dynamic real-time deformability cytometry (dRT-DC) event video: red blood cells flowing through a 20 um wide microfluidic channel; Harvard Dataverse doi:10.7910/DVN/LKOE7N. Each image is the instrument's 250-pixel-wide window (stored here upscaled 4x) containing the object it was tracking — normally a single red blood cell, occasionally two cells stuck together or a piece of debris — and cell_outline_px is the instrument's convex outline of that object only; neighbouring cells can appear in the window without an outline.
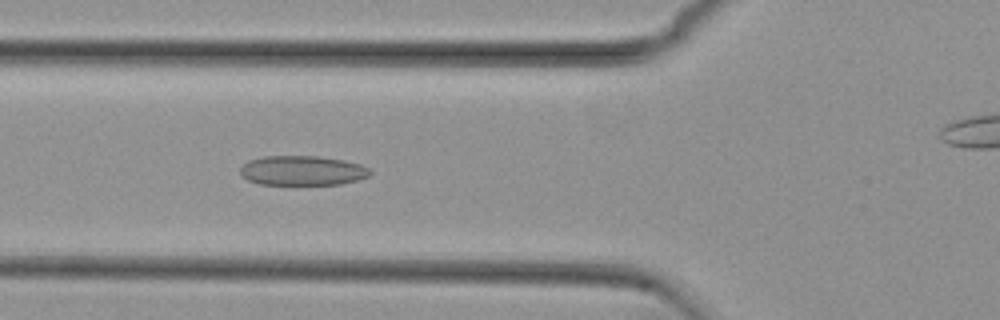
{"species": "common noctule bat (a hibernating species)", "species_latin": "Nyctalus noctula", "temperature_condition": "cold", "stored_images_in_passage": 33, "camera_frame_rate_fps": 3000, "um_per_image_px": 0.085, "animal": {"sex": "female", "body_mass_g": 29.2, "forearm_length_mm": 56.3}, "frame": {"image": 1, "passage_image": 7, "time_ms": 2.0, "image_size_px": [1000, 320], "cell_outline_px": [[372, 172], [368, 176], [356, 180], [340, 184], [260, 184], [248, 180], [240, 172], [240, 168], [248, 160], [264, 156], [316, 156], [344, 160], [360, 164], [368, 168]], "centroid_in_image_um": [25.69, 14.49], "position_along_channel_um": 100.1, "area_um2": 22.25}}
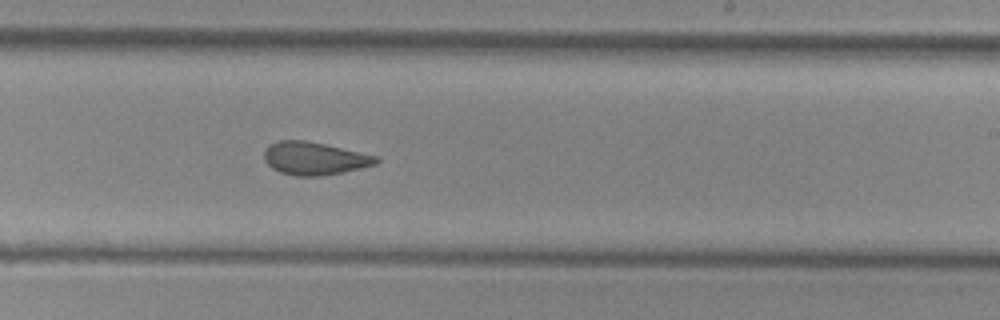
{"frame": {"image": 2, "passage_image": 20, "time_ms": 6.333, "image_size_px": [1000, 320], "cell_outline_px": [[380, 160], [376, 164], [360, 168], [320, 176], [296, 176], [280, 172], [272, 168], [264, 160], [264, 152], [268, 144], [280, 140], [304, 140], [324, 144], [376, 156]], "centroid_in_image_um": [26.67, 13.46], "position_along_channel_um": 262.3, "area_um2": 21.21}}
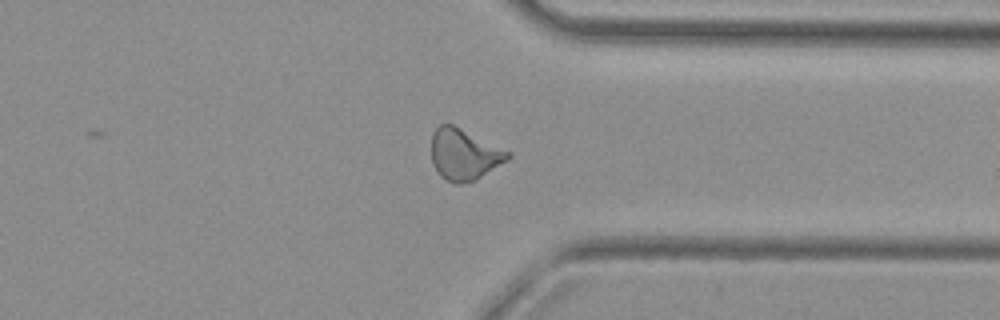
{"frame": {"image": 3, "passage_image": 29, "time_ms": 9.333, "image_size_px": [1000, 320], "cell_outline_px": [[512, 156], [508, 160], [476, 180], [460, 184], [456, 184], [444, 180], [440, 176], [432, 164], [432, 132], [440, 124], [452, 124], [512, 152]], "centroid_in_image_um": [39.46, 13.14], "position_along_channel_um": 371.9, "area_um2": 23.0}, "authors_computed_cell_mechanics": {"area_um2": 21.7906, "velocity_mm_per_s": 3.7421, "shape_relaxation_time_tau1_ms": null, "shape_relaxation_time_tau2_ms": 2.4555, "deformation_change_tau1": null, "deformation_change_tau2": 0.108}}